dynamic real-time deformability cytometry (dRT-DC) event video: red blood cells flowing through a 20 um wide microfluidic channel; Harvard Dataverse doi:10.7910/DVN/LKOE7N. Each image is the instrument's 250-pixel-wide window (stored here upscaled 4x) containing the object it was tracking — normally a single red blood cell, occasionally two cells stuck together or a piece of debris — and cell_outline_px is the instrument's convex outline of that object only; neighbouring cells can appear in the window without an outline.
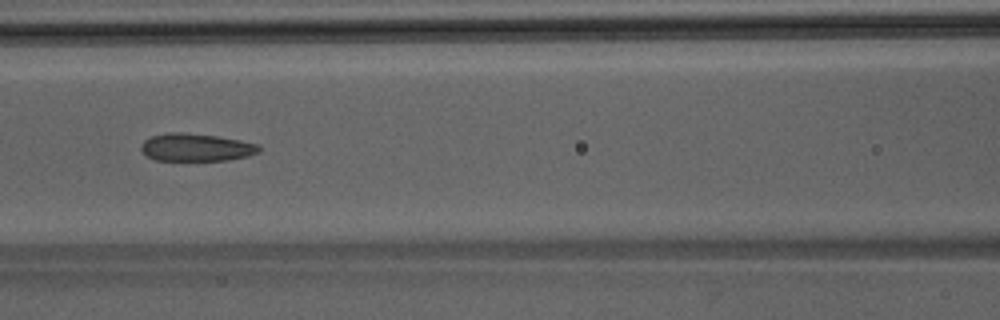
{"species": "Egyptian fruit bat (a non-hibernating species)", "species_latin": "Rousettus aegyptiacus", "temperature_condition": "room temperature", "stored_images_in_passage": 41, "camera_frame_rate_fps": 3000, "um_per_image_px": 0.085, "animal": {"sex": "male"}, "frame": {"image": 1, "passage_image": 14, "time_ms": 4.333, "image_size_px": [1000, 320], "cell_outline_px": [[260, 152], [248, 156], [228, 160], [156, 160], [148, 156], [140, 148], [140, 144], [144, 140], [152, 136], [168, 132], [184, 132], [216, 136], [240, 140], [260, 144]], "centroid_in_image_um": [16.69, 12.52], "position_along_channel_um": 149.9, "area_um2": 19.07}}
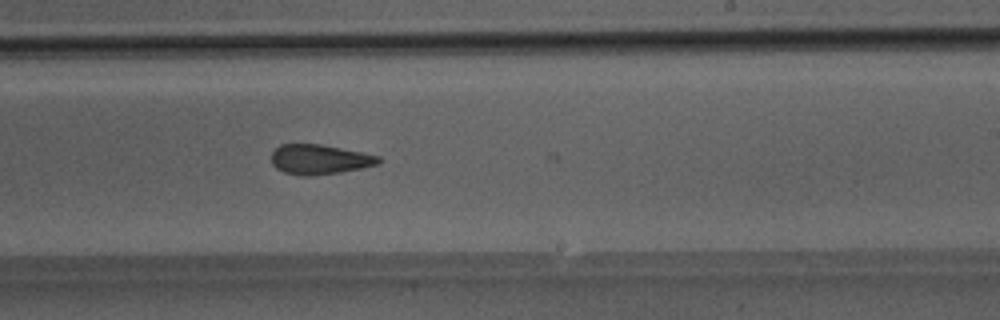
{"frame": {"image": 2, "passage_image": 22, "time_ms": 7.0, "image_size_px": [1000, 320], "cell_outline_px": [[380, 164], [340, 172], [308, 176], [304, 176], [284, 172], [276, 168], [272, 164], [272, 152], [280, 144], [320, 144], [380, 156]], "centroid_in_image_um": [27.14, 13.55], "position_along_channel_um": 261.9, "area_um2": 18.44}}
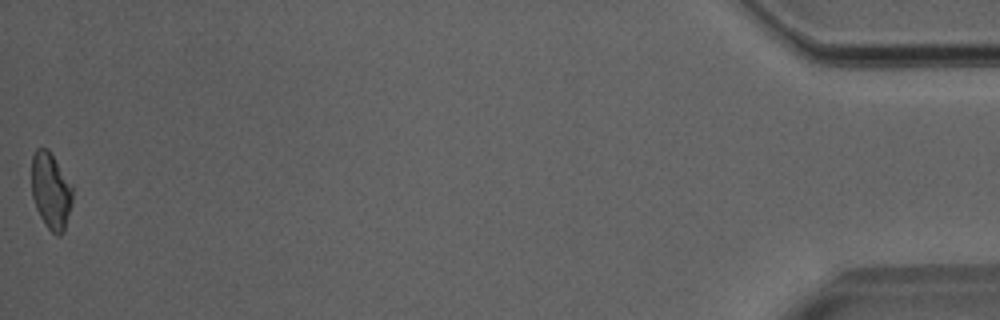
{"frame": {"image": 3, "passage_image": 41, "time_ms": 13.333, "image_size_px": [1000, 320], "cell_outline_px": [[72, 204], [64, 232], [60, 236], [56, 236], [48, 228], [40, 216], [36, 208], [32, 196], [32, 156], [36, 148], [48, 148], [72, 184]], "centroid_in_image_um": [4.33, 16.23], "position_along_channel_um": 430.9, "area_um2": 18.38}}